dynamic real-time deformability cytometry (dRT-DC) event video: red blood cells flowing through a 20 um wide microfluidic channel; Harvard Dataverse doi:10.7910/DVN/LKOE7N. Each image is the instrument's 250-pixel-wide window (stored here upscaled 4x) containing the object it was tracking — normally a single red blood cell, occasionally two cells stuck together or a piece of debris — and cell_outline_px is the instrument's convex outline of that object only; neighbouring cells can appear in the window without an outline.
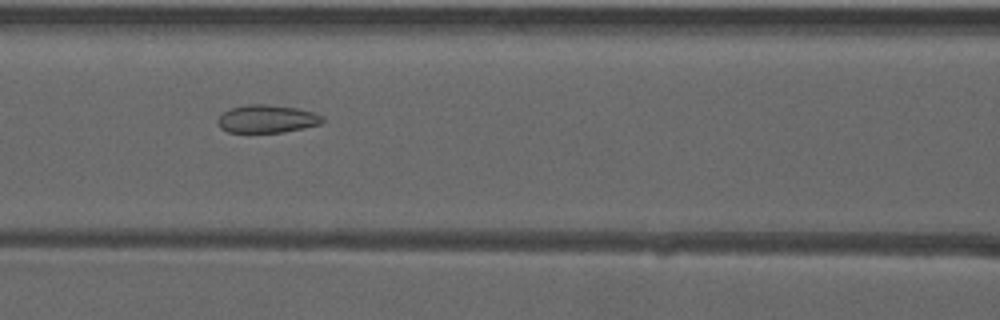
{"species": "common noctule bat (a hibernating species)", "species_latin": "Nyctalus noctula", "temperature_condition": "warm", "stored_images_in_passage": 44, "camera_frame_rate_fps": 3000, "um_per_image_px": 0.085, "animal": {"sex": "male", "forearm_length_mm": 52.5}, "frame": {"image": 1, "passage_image": 15, "time_ms": 4.667, "image_size_px": [1000, 320], "cell_outline_px": [[324, 120], [320, 124], [280, 132], [228, 132], [220, 128], [216, 120], [224, 112], [232, 108], [248, 104], [264, 104], [296, 108], [312, 112], [320, 116]], "centroid_in_image_um": [22.63, 10.1], "position_along_channel_um": 144.0, "area_um2": 16.65}}
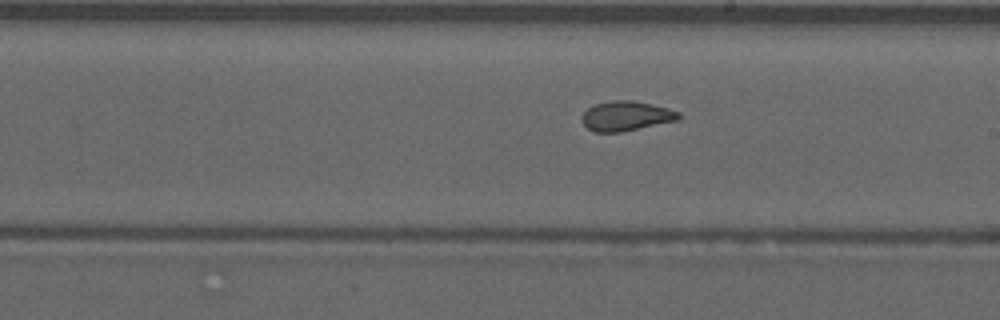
{"frame": {"image": 2, "passage_image": 22, "time_ms": 7.0, "image_size_px": [1000, 320], "cell_outline_px": [[680, 116], [676, 120], [620, 132], [596, 132], [588, 128], [584, 124], [584, 112], [588, 108], [596, 104], [612, 100], [632, 100], [668, 108], [680, 112]], "centroid_in_image_um": [53.23, 9.85], "position_along_channel_um": 235.8, "area_um2": 16.3}}
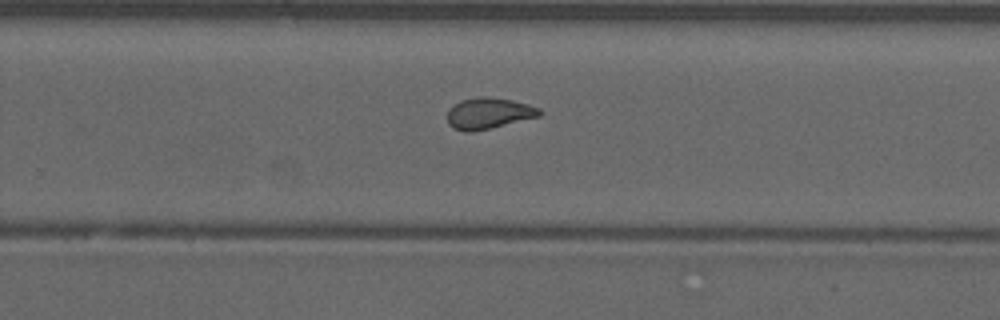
{"frame": {"image": 3, "passage_image": 26, "time_ms": 8.333, "image_size_px": [1000, 320], "cell_outline_px": [[544, 112], [540, 116], [472, 132], [464, 132], [452, 128], [448, 124], [448, 112], [452, 104], [460, 100], [476, 96], [488, 96], [512, 100], [528, 104], [540, 108]], "centroid_in_image_um": [41.52, 9.61], "position_along_channel_um": 288.3, "area_um2": 16.94}, "authors_computed_cell_mechanics": {"area_um2": 17.1088, "velocity_mm_per_s": 3.9475, "shape_relaxation_time_tau1_ms": null, "shape_relaxation_time_tau2_ms": 1.5042, "deformation_change_tau1": null, "deformation_change_tau2": 0.0855}}